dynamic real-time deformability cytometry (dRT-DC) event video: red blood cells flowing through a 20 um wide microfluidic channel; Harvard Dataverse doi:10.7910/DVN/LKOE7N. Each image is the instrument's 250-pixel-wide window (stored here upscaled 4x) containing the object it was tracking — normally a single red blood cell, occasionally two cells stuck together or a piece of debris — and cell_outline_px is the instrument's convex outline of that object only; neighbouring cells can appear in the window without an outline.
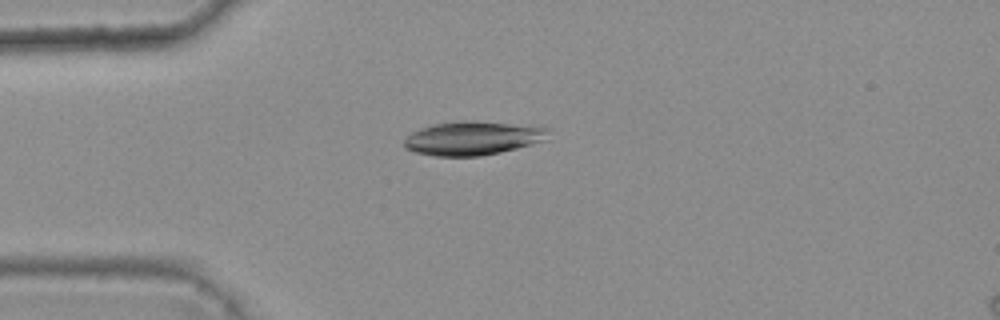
{"species": "common noctule bat (a hibernating species)", "species_latin": "Nyctalus noctula", "temperature_condition": "warm", "stored_images_in_passage": 5, "camera_frame_rate_fps": 3000, "um_per_image_px": 0.085, "animal": {"sex": "female", "body_mass_g": 25.1}, "frame": {"image": 1, "passage_image": 2, "time_ms": 0.333, "image_size_px": [1000, 320], "cell_outline_px": [[552, 128], [548, 140], [500, 152], [480, 156], [436, 156], [416, 152], [404, 148], [404, 140], [412, 132], [420, 128], [432, 124], [460, 120], [472, 120]], "centroid_in_image_um": [40.21, 11.74], "position_along_channel_um": 44.8, "area_um2": 28.55}}
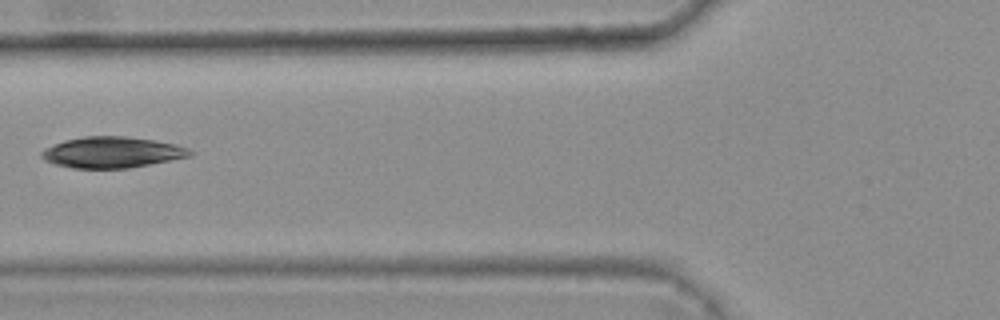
{"frame": {"image": 2, "passage_image": 4, "time_ms": 1.0, "image_size_px": [1000, 320], "cell_outline_px": [[196, 152], [192, 156], [128, 168], [72, 168], [52, 164], [44, 160], [40, 156], [40, 152], [44, 148], [64, 140], [84, 136], [128, 136], [176, 144], [188, 148]], "centroid_in_image_um": [9.5, 12.94], "position_along_channel_um": 116.3, "area_um2": 27.05}}
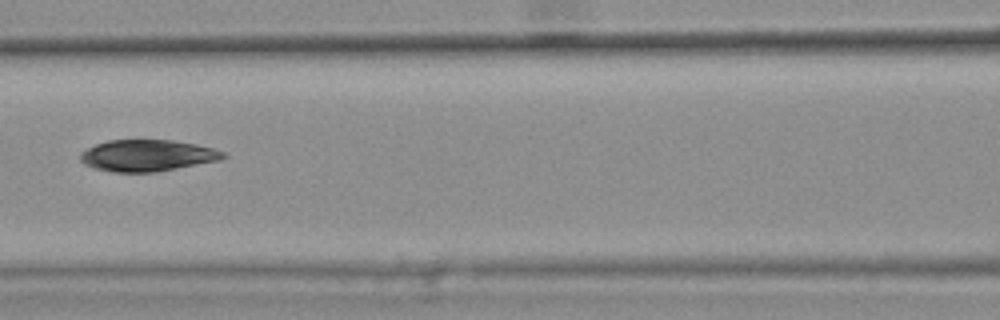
{"frame": {"image": 3, "passage_image": 5, "time_ms": 1.333, "image_size_px": [1000, 320], "cell_outline_px": [[228, 156], [220, 160], [156, 172], [112, 172], [96, 168], [84, 164], [80, 160], [80, 152], [96, 144], [108, 140], [172, 140], [196, 144], [212, 148], [224, 152]], "centroid_in_image_um": [12.52, 13.22], "position_along_channel_um": 154.1, "area_um2": 26.18}}